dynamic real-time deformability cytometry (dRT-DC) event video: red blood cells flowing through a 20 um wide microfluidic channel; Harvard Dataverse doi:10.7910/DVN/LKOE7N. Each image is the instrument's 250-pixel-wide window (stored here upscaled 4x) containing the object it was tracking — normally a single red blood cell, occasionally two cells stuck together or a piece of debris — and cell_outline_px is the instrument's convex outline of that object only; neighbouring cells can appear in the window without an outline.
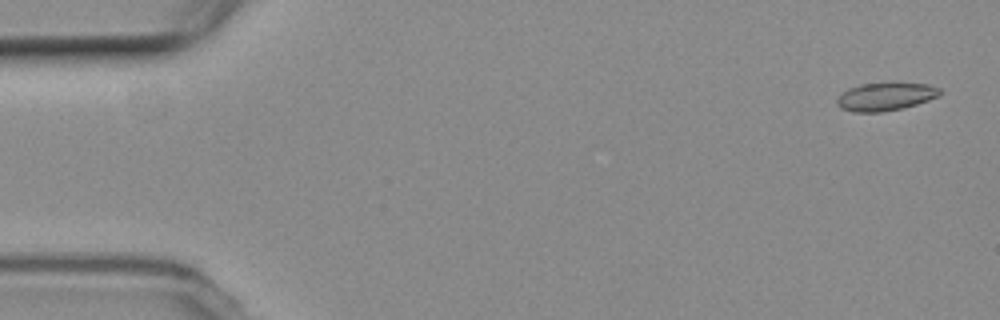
{"species": "common noctule bat (a hibernating species)", "species_latin": "Nyctalus noctula", "temperature_condition": "room temperature", "stored_images_in_passage": 5, "camera_frame_rate_fps": 3000, "um_per_image_px": 0.085, "animal": {"sex": "female", "body_mass_g": 19.3, "forearm_length_mm": 54.1}, "frame": {"image": 1, "passage_image": 1, "time_ms": 0.0, "image_size_px": [1000, 320], "cell_outline_px": [[940, 96], [916, 104], [900, 108], [880, 112], [856, 112], [840, 108], [836, 104], [836, 100], [848, 88], [860, 84], [896, 80], [928, 84], [940, 88]], "centroid_in_image_um": [75.29, 8.16], "position_along_channel_um": 9.7, "area_um2": 17.34}}
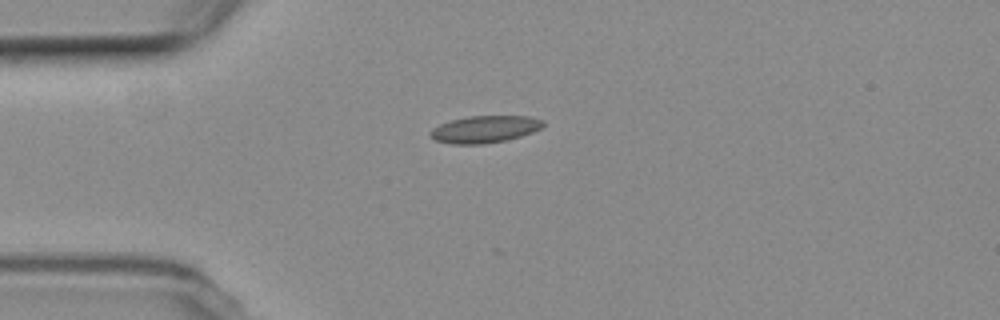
{"frame": {"image": 2, "passage_image": 4, "time_ms": 4.0, "image_size_px": [1000, 320], "cell_outline_px": [[544, 124], [540, 128], [532, 132], [520, 136], [504, 140], [480, 144], [452, 144], [436, 140], [428, 132], [432, 128], [440, 124], [452, 120], [468, 116], [528, 116], [544, 120]], "centroid_in_image_um": [41.19, 10.97], "position_along_channel_um": 43.8, "area_um2": 17.57}}